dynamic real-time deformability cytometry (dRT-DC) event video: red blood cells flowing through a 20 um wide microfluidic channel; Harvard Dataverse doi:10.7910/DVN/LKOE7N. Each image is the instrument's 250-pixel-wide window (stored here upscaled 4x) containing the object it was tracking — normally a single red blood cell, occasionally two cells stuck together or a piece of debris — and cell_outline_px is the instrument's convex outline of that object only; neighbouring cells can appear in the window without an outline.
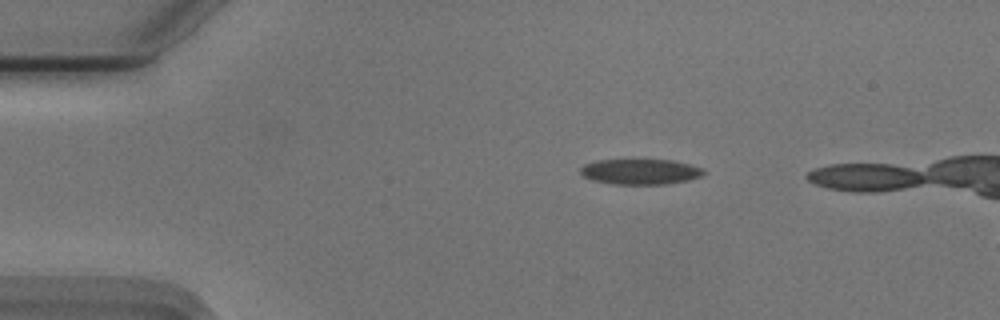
{"species": "Egyptian fruit bat (a non-hibernating species)", "species_latin": "Rousettus aegyptiacus", "temperature_condition": "cold", "stored_images_in_passage": 15, "camera_frame_rate_fps": 3000, "um_per_image_px": 0.085, "animal": {"sex": "male"}, "frame": {"image": 1, "passage_image": 9, "time_ms": 2.667, "image_size_px": [1000, 320], "cell_outline_px": [[704, 172], [700, 176], [688, 180], [668, 184], [612, 184], [592, 180], [584, 176], [580, 172], [580, 168], [584, 164], [596, 160], [672, 160], [688, 164], [700, 168]], "centroid_in_image_um": [54.37, 14.59], "position_along_channel_um": 30.6, "area_um2": 18.09}}